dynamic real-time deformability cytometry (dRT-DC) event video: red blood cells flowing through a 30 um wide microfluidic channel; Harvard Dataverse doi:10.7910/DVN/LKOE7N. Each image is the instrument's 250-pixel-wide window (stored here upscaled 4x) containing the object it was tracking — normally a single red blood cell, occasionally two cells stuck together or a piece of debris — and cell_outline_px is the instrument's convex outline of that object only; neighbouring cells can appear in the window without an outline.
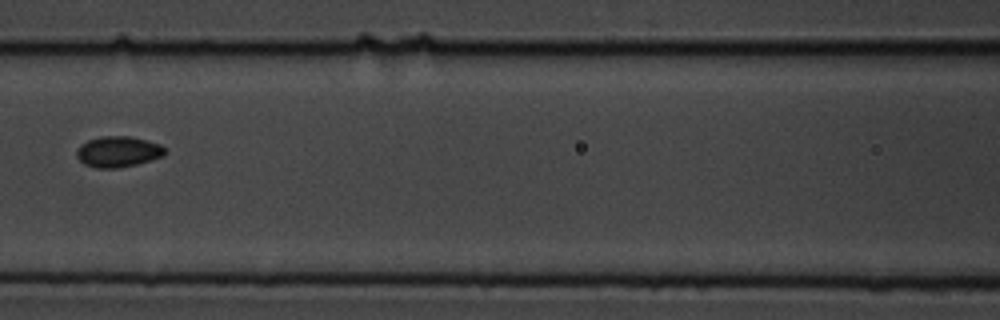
{"species": "common noctule bat (a hibernating species)", "species_latin": "Nyctalus noctula", "temperature_condition": "cold", "stored_images_in_passage": 4, "camera_frame_rate_fps": 3000, "um_per_image_px": 0.085, "animal": {"sex": "male", "body_mass_g": 19.5, "forearm_length_mm": 54.6}, "frame": {"image": 1, "passage_image": 4, "time_ms": 3.333, "image_size_px": [1000, 320], "cell_outline_px": [[164, 156], [152, 160], [136, 164], [116, 168], [96, 168], [84, 164], [76, 156], [76, 152], [80, 144], [88, 140], [104, 136], [128, 136], [160, 144], [164, 148]], "centroid_in_image_um": [10.01, 12.9], "position_along_channel_um": 156.6, "area_um2": 15.72}}